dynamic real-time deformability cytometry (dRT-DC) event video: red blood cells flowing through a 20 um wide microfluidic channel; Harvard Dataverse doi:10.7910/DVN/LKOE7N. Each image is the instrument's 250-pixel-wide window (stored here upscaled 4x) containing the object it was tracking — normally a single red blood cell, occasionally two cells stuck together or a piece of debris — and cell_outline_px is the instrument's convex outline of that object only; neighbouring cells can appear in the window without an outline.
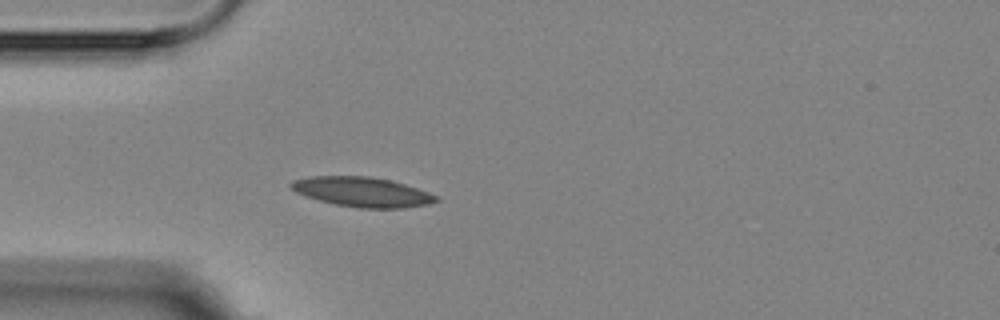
{"species": "Egyptian fruit bat (a non-hibernating species)", "species_latin": "Rousettus aegyptiacus", "temperature_condition": "room temperature", "stored_images_in_passage": 3, "camera_frame_rate_fps": 3000, "um_per_image_px": 0.085, "animal": {"sex": "female"}, "frame": {"image": 1, "passage_image": 3, "time_ms": 2.0, "image_size_px": [1000, 320], "cell_outline_px": [[440, 200], [428, 204], [404, 208], [356, 208], [332, 204], [296, 192], [288, 184], [292, 180], [312, 176], [368, 176], [388, 180], [404, 184], [440, 196]], "centroid_in_image_um": [30.8, 16.32], "position_along_channel_um": 54.2, "area_um2": 25.09}}